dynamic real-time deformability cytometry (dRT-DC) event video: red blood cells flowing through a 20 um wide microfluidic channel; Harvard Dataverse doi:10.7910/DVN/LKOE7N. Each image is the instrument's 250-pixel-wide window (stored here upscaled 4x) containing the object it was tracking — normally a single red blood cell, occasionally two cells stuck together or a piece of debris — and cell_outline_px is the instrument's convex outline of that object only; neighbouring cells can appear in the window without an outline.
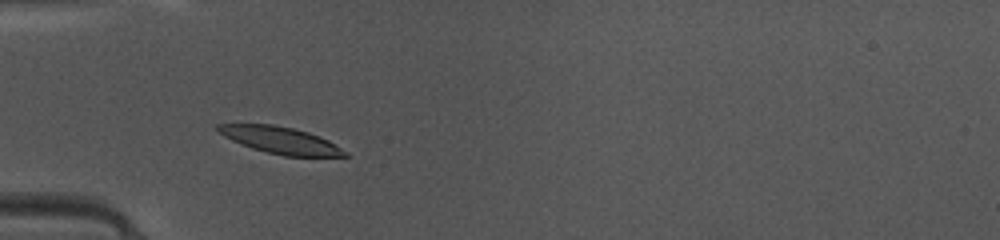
{"species": "common noctule bat (a hibernating species)", "species_latin": "Nyctalus noctula", "temperature_condition": "warm", "stored_images_in_passage": 34, "camera_frame_rate_fps": 3000, "um_per_image_px": 0.085, "animal": {"sex": "female", "body_mass_g": 10.0, "forearm_length_mm": 53.1}, "frame": {"image": 1, "passage_image": 1, "time_ms": 0.0, "image_size_px": [1000, 240], "cell_outline_px": [[348, 156], [284, 156], [252, 148], [232, 140], [224, 136], [216, 128], [216, 124], [272, 124], [292, 128], [308, 132], [320, 136], [328, 140], [348, 152]], "centroid_in_image_um": [23.86, 11.91], "position_along_channel_um": 61.1, "area_um2": 19.59}}
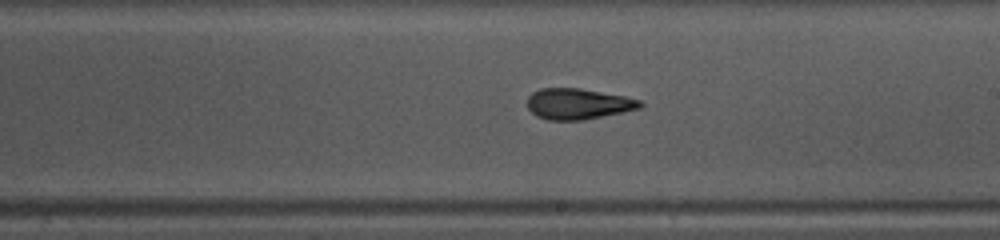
{"frame": {"image": 2, "passage_image": 14, "time_ms": 4.333, "image_size_px": [1000, 240], "cell_outline_px": [[644, 104], [640, 108], [584, 120], [548, 120], [536, 116], [528, 108], [528, 96], [532, 92], [540, 88], [580, 88], [624, 96], [640, 100]], "centroid_in_image_um": [49.11, 8.83], "position_along_channel_um": 239.9, "area_um2": 20.23}}
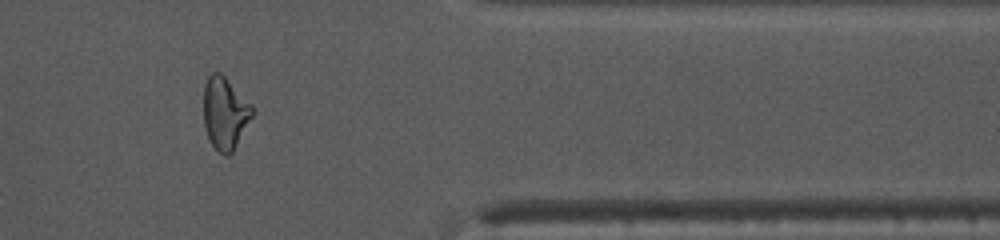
{"frame": {"image": 3, "passage_image": 26, "time_ms": 8.333, "image_size_px": [1000, 240], "cell_outline_px": [[256, 112], [232, 152], [228, 156], [224, 156], [212, 144], [204, 128], [204, 84], [208, 76], [212, 72], [220, 72], [252, 104]], "centroid_in_image_um": [19.14, 9.61], "position_along_channel_um": 392.3, "area_um2": 20.63}, "authors_computed_cell_mechanics": {"area_um2": 20.4901, "velocity_mm_per_s": 4.1827, "shape_relaxation_time_tau1_ms": 8.1861, "shape_relaxation_time_tau2_ms": 2.0218, "deformation_change_tau1": 0.2289, "deformation_change_tau2": 0.1111}}